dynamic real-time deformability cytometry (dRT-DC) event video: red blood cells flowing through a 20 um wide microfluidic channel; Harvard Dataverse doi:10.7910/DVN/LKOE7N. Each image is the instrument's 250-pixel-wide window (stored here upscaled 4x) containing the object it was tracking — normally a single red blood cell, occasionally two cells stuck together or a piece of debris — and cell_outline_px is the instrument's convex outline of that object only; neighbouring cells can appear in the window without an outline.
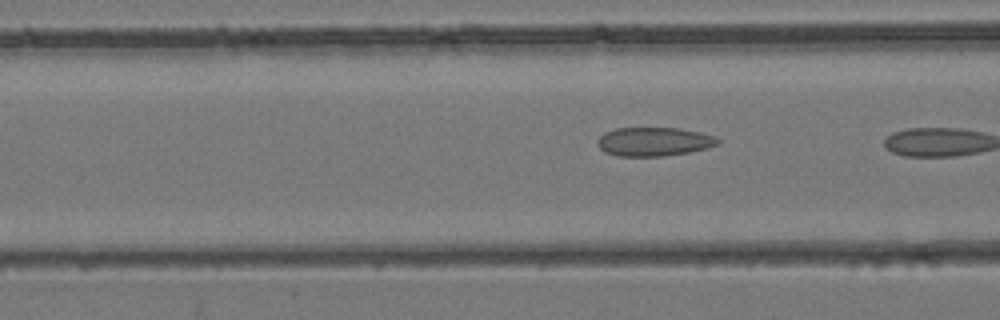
{"species": "common noctule bat (a hibernating species)", "species_latin": "Nyctalus noctula", "temperature_condition": "room temperature", "stored_images_in_passage": 5, "camera_frame_rate_fps": 3000, "um_per_image_px": 0.085, "animal": {"sex": "female", "body_mass_g": 24.6, "forearm_length_mm": 56.2}, "frame": {"image": 1, "passage_image": 3, "time_ms": 0.667, "image_size_px": [1000, 320], "cell_outline_px": [[720, 144], [708, 148], [688, 152], [664, 156], [616, 156], [604, 152], [596, 144], [596, 140], [604, 132], [616, 128], [680, 128], [700, 132], [716, 136], [720, 140]], "centroid_in_image_um": [55.58, 12.04], "position_along_channel_um": 111.0, "area_um2": 20.46}}